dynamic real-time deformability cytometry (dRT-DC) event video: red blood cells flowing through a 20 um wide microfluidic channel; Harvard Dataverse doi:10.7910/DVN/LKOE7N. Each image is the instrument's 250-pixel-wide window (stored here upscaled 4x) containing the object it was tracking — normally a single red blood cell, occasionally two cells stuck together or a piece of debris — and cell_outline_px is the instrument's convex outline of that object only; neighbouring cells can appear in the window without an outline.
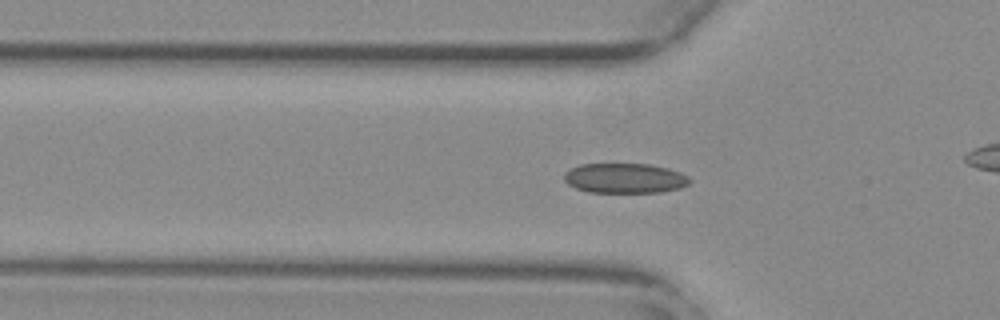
{"species": "common noctule bat (a hibernating species)", "species_latin": "Nyctalus noctula", "temperature_condition": "warm", "stored_images_in_passage": 48, "camera_frame_rate_fps": 3000, "um_per_image_px": 0.085, "animal": {"sex": "female", "body_mass_g": 29.2, "forearm_length_mm": 56.3}, "frame": {"image": 1, "passage_image": 11, "time_ms": 3.333, "image_size_px": [1000, 320], "cell_outline_px": [[692, 180], [688, 184], [680, 188], [660, 192], [588, 192], [576, 188], [568, 184], [564, 180], [564, 172], [580, 164], [648, 164], [668, 168], [680, 172], [688, 176]], "centroid_in_image_um": [53.11, 15.15], "position_along_channel_um": 72.7, "area_um2": 21.91}}
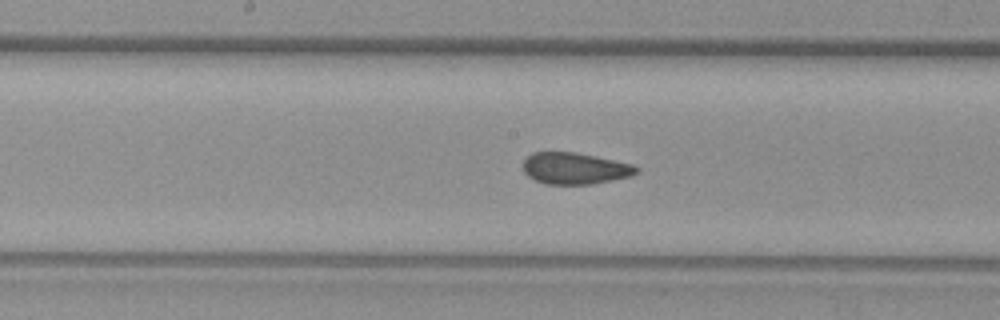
{"frame": {"image": 2, "passage_image": 21, "time_ms": 6.667, "image_size_px": [1000, 320], "cell_outline_px": [[640, 172], [632, 176], [592, 184], [544, 184], [528, 176], [524, 172], [524, 160], [532, 152], [576, 152], [596, 156], [632, 164], [640, 168]], "centroid_in_image_um": [48.9, 14.31], "position_along_channel_um": 199.3, "area_um2": 20.92}}
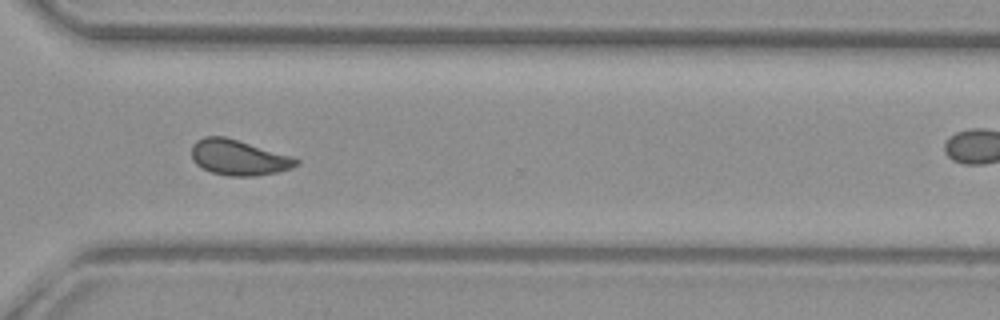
{"frame": {"image": 3, "passage_image": 33, "time_ms": 10.667, "image_size_px": [1000, 320], "cell_outline_px": [[300, 164], [292, 168], [276, 172], [256, 176], [228, 176], [212, 172], [196, 164], [192, 160], [192, 144], [196, 140], [204, 136], [224, 136], [296, 156], [300, 160]], "centroid_in_image_um": [20.33, 13.38], "position_along_channel_um": 350.3, "area_um2": 21.96}, "authors_computed_cell_mechanics": {"area_um2": 21.7617, "velocity_mm_per_s": 3.7795, "shape_relaxation_time_tau1_ms": null, "shape_relaxation_time_tau2_ms": 0.8832, "deformation_change_tau1": null, "deformation_change_tau2": 0.0741}}